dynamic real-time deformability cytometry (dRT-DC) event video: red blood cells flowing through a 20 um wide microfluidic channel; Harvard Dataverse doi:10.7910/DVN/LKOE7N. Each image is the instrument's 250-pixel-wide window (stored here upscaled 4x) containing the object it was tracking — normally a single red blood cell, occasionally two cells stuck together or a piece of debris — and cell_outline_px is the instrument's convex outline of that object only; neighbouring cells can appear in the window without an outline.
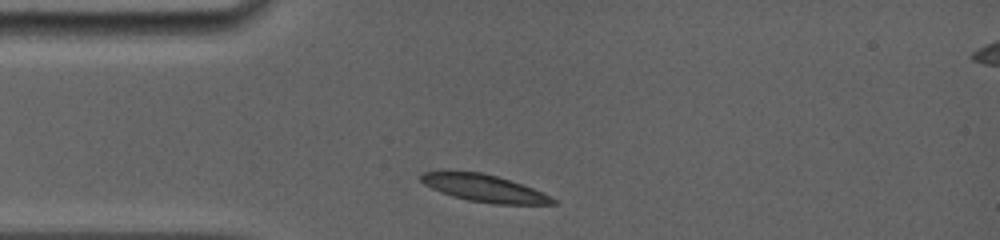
{"species": "common noctule bat (a hibernating species)", "species_latin": "Nyctalus noctula", "temperature_condition": "room temperature", "stored_images_in_passage": 83, "camera_frame_rate_fps": 5000, "um_per_image_px": 0.085, "animal": {"sex": "female", "body_mass_g": 19.0, "forearm_length_mm": 56.7}, "frame": {"image": 1, "passage_image": 1, "time_ms": 0.0, "image_size_px": [1000, 240], "cell_outline_px": [[556, 204], [492, 204], [468, 200], [452, 196], [440, 192], [424, 184], [420, 180], [420, 176], [424, 172], [480, 172], [496, 176], [532, 188], [552, 196], [556, 200]], "centroid_in_image_um": [41.18, 16.02], "position_along_channel_um": 43.8, "area_um2": 20.52}}
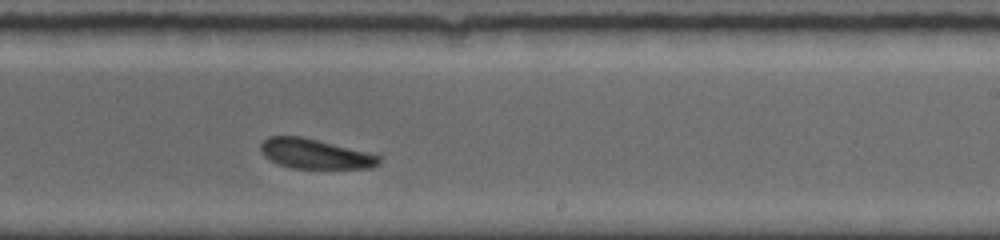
{"frame": {"image": 2, "passage_image": 45, "time_ms": 6.0, "image_size_px": [1000, 240], "cell_outline_px": [[380, 164], [372, 168], [292, 168], [280, 164], [264, 156], [260, 148], [260, 144], [268, 136], [300, 136], [368, 152], [380, 156]], "centroid_in_image_um": [26.79, 13.08], "position_along_channel_um": 262.2, "area_um2": 20.35}}
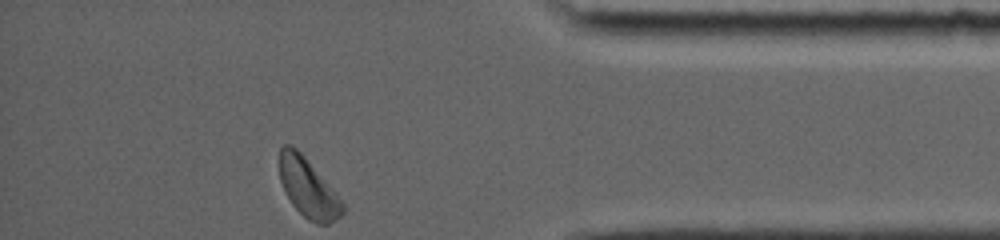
{"frame": {"image": 3, "passage_image": 83, "time_ms": 10.2, "image_size_px": [1000, 240], "cell_outline_px": [[344, 212], [340, 216], [328, 224], [316, 224], [308, 220], [292, 204], [284, 192], [280, 180], [280, 148], [284, 144], [288, 144], [296, 148], [304, 156], [344, 204]], "centroid_in_image_um": [26.16, 15.99], "position_along_channel_um": 409.0, "area_um2": 21.21}, "authors_computed_cell_mechanics": {"area_um2": 21.386, "velocity_mm_per_s": 3.8774, "shape_relaxation_time_tau1_ms": 3.7124, "shape_relaxation_time_tau2_ms": 7.848, "deformation_change_tau1": 0.0699, "deformation_change_tau2": 0.1608}}